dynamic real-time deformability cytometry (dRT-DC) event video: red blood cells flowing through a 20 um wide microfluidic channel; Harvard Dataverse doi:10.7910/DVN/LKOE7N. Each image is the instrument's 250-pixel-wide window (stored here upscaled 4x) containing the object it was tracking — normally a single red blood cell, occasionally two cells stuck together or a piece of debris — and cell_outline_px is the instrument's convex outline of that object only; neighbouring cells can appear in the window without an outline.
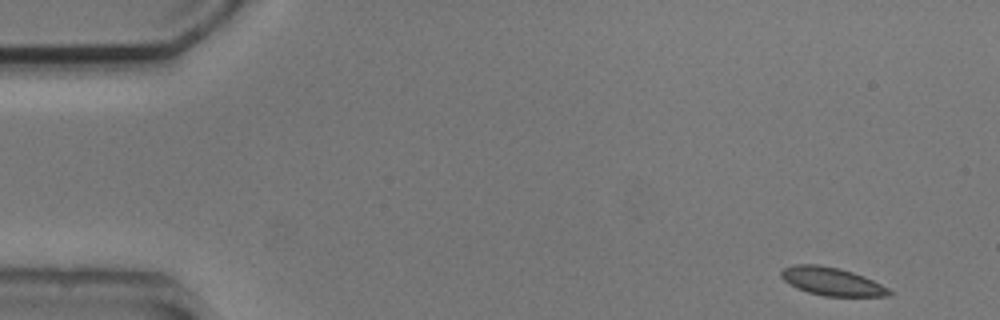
{"species": "common noctule bat (a hibernating species)", "species_latin": "Nyctalus noctula", "temperature_condition": "cold", "stored_images_in_passage": 52, "camera_frame_rate_fps": 3000, "um_per_image_px": 0.085, "animal": {"sex": "male", "body_mass_g": 20.5, "forearm_length_mm": 52.5}, "frame": {"image": 1, "passage_image": 1, "time_ms": 0.0, "image_size_px": [1000, 320], "cell_outline_px": [[892, 292], [888, 296], [824, 296], [808, 292], [796, 288], [784, 280], [780, 276], [780, 272], [784, 268], [792, 264], [816, 264], [840, 268], [864, 276], [888, 288]], "centroid_in_image_um": [70.67, 23.91], "position_along_channel_um": 14.3, "area_um2": 17.63}}
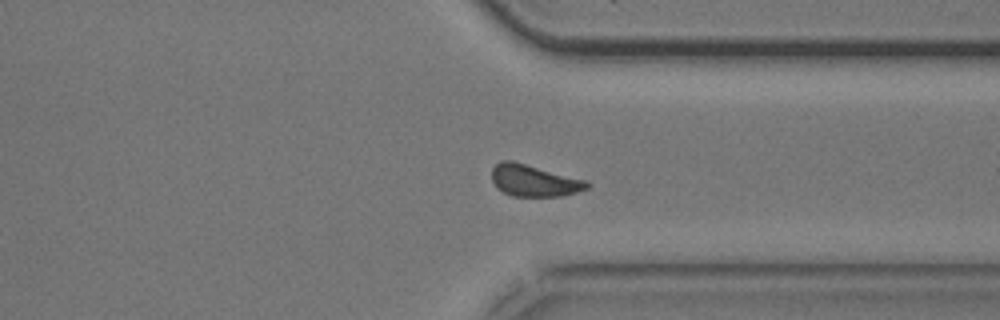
{"frame": {"image": 2, "passage_image": 38, "time_ms": 12.333, "image_size_px": [1000, 320], "cell_outline_px": [[592, 184], [588, 188], [564, 196], [512, 196], [496, 188], [492, 180], [492, 168], [500, 160], [512, 160], [588, 180]], "centroid_in_image_um": [45.41, 15.34], "position_along_channel_um": 366.0, "area_um2": 17.86}}
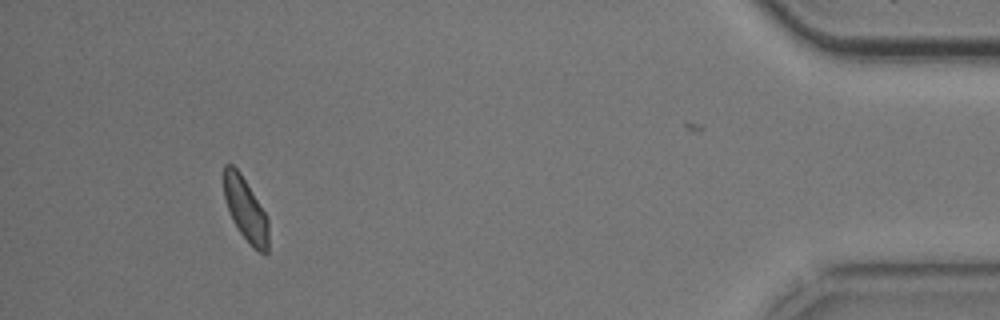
{"frame": {"image": 3, "passage_image": 47, "time_ms": 15.333, "image_size_px": [1000, 320], "cell_outline_px": [[268, 252], [264, 256], [252, 248], [240, 232], [232, 220], [224, 196], [224, 164], [232, 164], [240, 172], [264, 212], [268, 220]], "centroid_in_image_um": [20.88, 17.86], "position_along_channel_um": 414.3, "area_um2": 16.36}, "authors_computed_cell_mechanics": {"area_um2": 17.8891, "velocity_mm_per_s": 3.7544, "shape_relaxation_time_tau1_ms": 2.0657, "shape_relaxation_time_tau2_ms": 1.5602, "deformation_change_tau1": 0.086, "deformation_change_tau2": 0.0672}}